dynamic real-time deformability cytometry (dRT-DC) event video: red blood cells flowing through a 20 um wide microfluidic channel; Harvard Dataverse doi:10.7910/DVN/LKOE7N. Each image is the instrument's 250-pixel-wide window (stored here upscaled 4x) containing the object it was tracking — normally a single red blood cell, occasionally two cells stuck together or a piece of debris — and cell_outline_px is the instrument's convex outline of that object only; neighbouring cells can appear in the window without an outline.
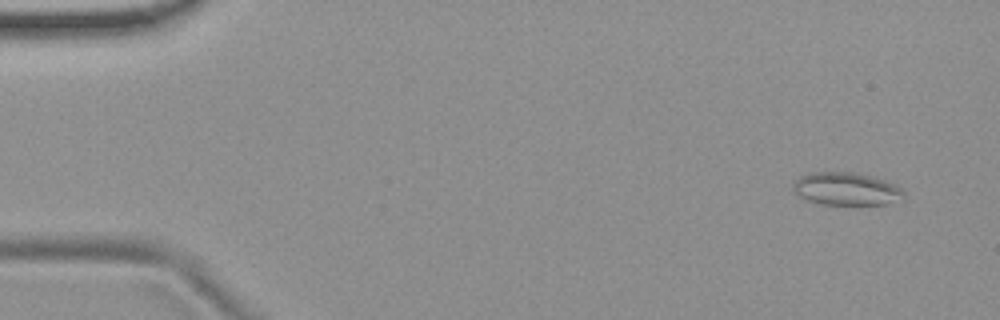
{"species": "common noctule bat (a hibernating species)", "species_latin": "Nyctalus noctula", "temperature_condition": "room temperature", "stored_images_in_passage": 54, "camera_frame_rate_fps": 3000, "um_per_image_px": 0.085, "animal": {"sex": "female", "body_mass_g": 19.9}, "frame": {"image": 1, "passage_image": 4, "time_ms": 1.0, "image_size_px": [1000, 320], "cell_outline_px": [[908, 196], [904, 200], [884, 204], [820, 204], [808, 200], [800, 196], [792, 188], [792, 184], [800, 176], [812, 172], [856, 172], [872, 176], [896, 184], [904, 188]], "centroid_in_image_um": [72.03, 16.05], "position_along_channel_um": 13.0, "area_um2": 21.5}}
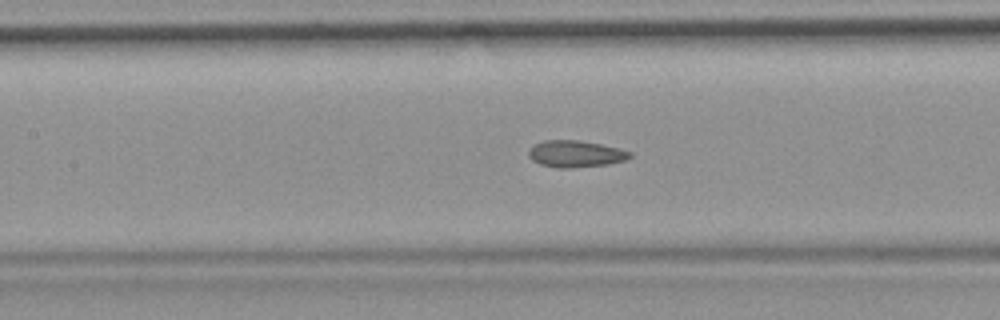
{"frame": {"image": 2, "passage_image": 25, "time_ms": 8.0, "image_size_px": [1000, 320], "cell_outline_px": [[632, 156], [624, 160], [608, 164], [572, 168], [556, 168], [540, 164], [532, 160], [528, 156], [528, 152], [532, 144], [544, 140], [580, 140], [620, 148], [632, 152]], "centroid_in_image_um": [48.9, 13.07], "position_along_channel_um": 158.5, "area_um2": 15.95}}
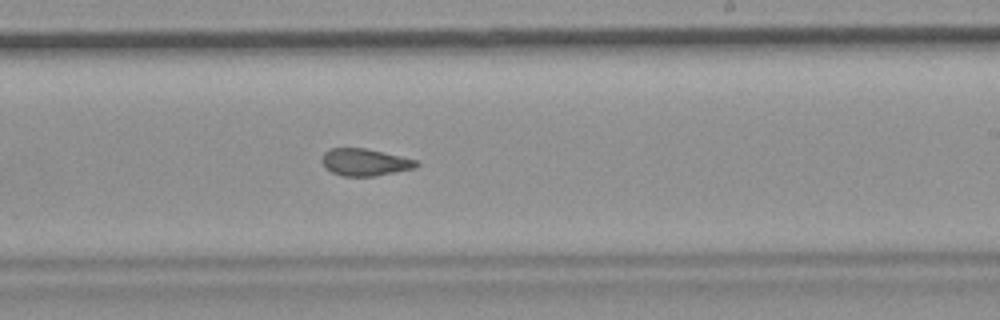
{"frame": {"image": 3, "passage_image": 33, "time_ms": 10.667, "image_size_px": [1000, 320], "cell_outline_px": [[420, 164], [416, 168], [376, 176], [340, 176], [324, 168], [320, 160], [324, 152], [328, 148], [364, 148], [400, 156], [416, 160]], "centroid_in_image_um": [30.97, 13.79], "position_along_channel_um": 258.0, "area_um2": 15.09}, "authors_computed_cell_mechanics": {"area_um2": 16.2129, "velocity_mm_per_s": 3.7606, "shape_relaxation_time_tau1_ms": null, "shape_relaxation_time_tau2_ms": 2.0999, "deformation_change_tau1": null, "deformation_change_tau2": 0.085}}